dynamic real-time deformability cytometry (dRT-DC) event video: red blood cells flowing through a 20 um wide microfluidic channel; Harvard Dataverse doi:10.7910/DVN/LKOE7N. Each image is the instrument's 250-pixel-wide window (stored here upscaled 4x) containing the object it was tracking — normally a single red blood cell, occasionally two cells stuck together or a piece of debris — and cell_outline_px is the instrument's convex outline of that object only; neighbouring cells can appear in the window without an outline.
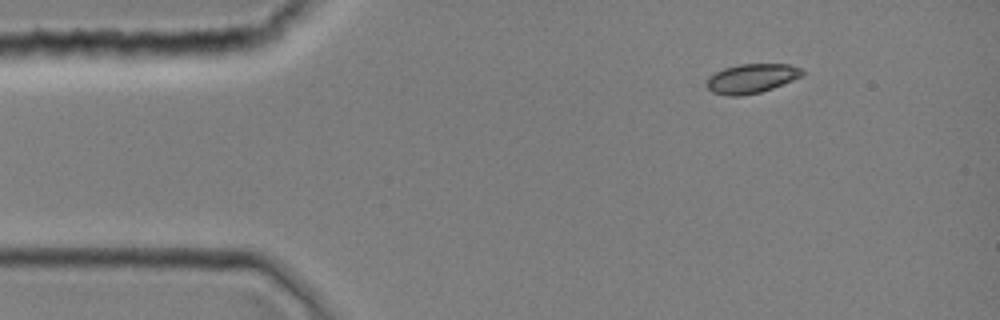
{"species": "common noctule bat (a hibernating species)", "species_latin": "Nyctalus noctula", "temperature_condition": "room temperature", "stored_images_in_passage": 3, "camera_frame_rate_fps": 3000, "um_per_image_px": 0.085, "animal": {"sex": "female", "body_mass_g": 19.0, "forearm_length_mm": 51.5}, "frame": {"image": 1, "passage_image": 1, "time_ms": 0.0, "image_size_px": [1000, 320], "cell_outline_px": [[804, 72], [800, 76], [792, 80], [772, 88], [760, 92], [740, 96], [728, 96], [712, 92], [708, 88], [708, 76], [724, 68], [740, 64], [788, 64], [800, 68]], "centroid_in_image_um": [63.86, 6.67], "position_along_channel_um": 21.1, "area_um2": 16.07}}